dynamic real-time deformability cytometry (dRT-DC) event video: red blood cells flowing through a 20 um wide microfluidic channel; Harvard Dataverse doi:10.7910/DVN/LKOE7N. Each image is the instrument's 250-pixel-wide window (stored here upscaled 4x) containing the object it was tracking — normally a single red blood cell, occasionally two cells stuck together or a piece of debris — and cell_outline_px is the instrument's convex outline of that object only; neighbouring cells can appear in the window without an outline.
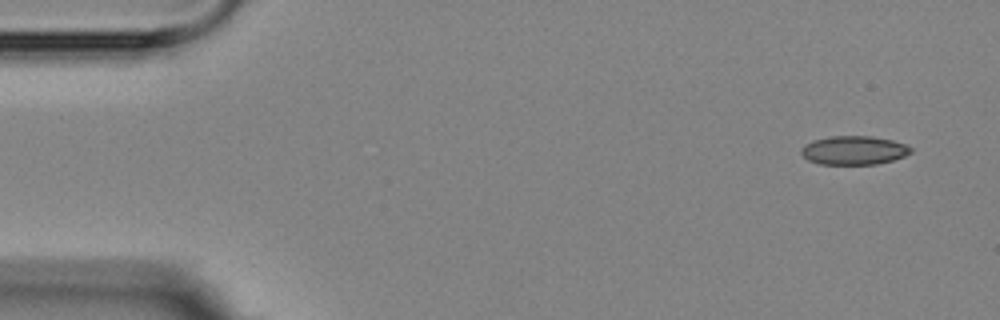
{"species": "Egyptian fruit bat (a non-hibernating species)", "species_latin": "Rousettus aegyptiacus", "temperature_condition": "room temperature", "stored_images_in_passage": 2, "camera_frame_rate_fps": 3000, "um_per_image_px": 0.085, "animal": {"sex": "female"}, "frame": {"image": 1, "passage_image": 1, "time_ms": 0.0, "image_size_px": [1000, 320], "cell_outline_px": [[912, 152], [904, 156], [892, 160], [876, 164], [820, 164], [808, 160], [800, 152], [800, 148], [804, 144], [812, 140], [832, 136], [872, 136], [892, 140], [904, 144], [912, 148]], "centroid_in_image_um": [72.55, 12.77], "position_along_channel_um": 12.4, "area_um2": 18.38}}